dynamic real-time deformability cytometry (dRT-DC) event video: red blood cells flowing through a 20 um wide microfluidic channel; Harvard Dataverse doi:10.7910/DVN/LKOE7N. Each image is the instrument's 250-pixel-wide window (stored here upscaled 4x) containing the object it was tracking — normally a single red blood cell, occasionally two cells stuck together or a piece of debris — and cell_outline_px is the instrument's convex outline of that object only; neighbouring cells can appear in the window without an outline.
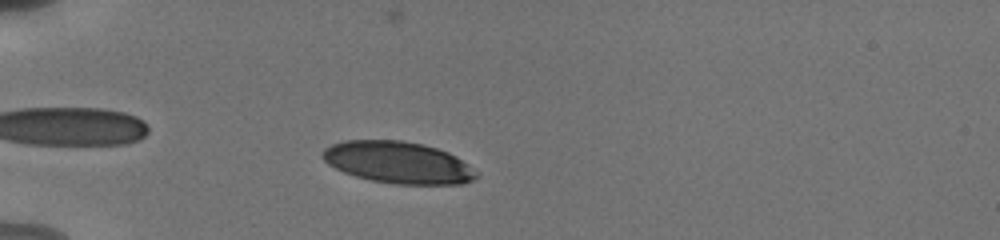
{"species": "human", "species_latin": "Homo sapiens", "temperature_condition": "cold", "stored_images_in_passage": 47, "camera_frame_rate_fps": 3000, "um_per_image_px": 0.085, "donor": {"sex": "male"}, "frame": {"image": 1, "passage_image": 9, "time_ms": 2.667, "image_size_px": [1000, 240], "cell_outline_px": [[480, 176], [472, 180], [460, 184], [396, 184], [372, 180], [356, 176], [344, 172], [328, 164], [320, 156], [324, 148], [332, 144], [344, 140], [400, 140], [424, 144], [448, 152], [456, 156], [480, 172]], "centroid_in_image_um": [33.86, 13.8], "position_along_channel_um": 51.1, "area_um2": 37.63}}
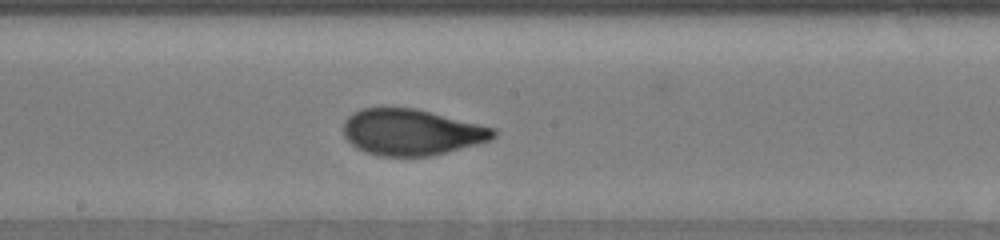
{"frame": {"image": 2, "passage_image": 24, "time_ms": 7.667, "image_size_px": [1000, 240], "cell_outline_px": [[496, 136], [492, 140], [428, 156], [380, 156], [356, 148], [344, 136], [344, 120], [352, 112], [360, 108], [384, 104], [416, 108], [496, 128]], "centroid_in_image_um": [34.93, 11.18], "position_along_channel_um": 213.3, "area_um2": 41.04}}
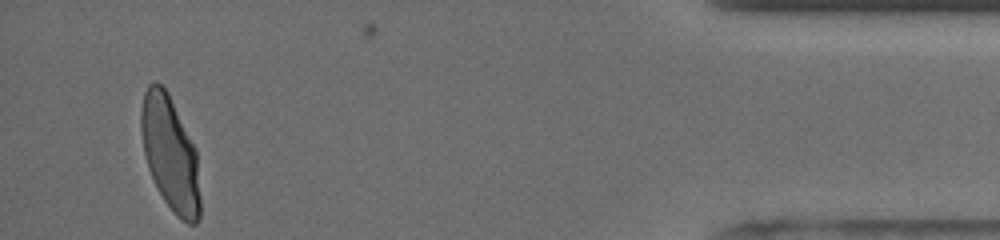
{"frame": {"image": 3, "passage_image": 45, "time_ms": 14.667, "image_size_px": [1000, 240], "cell_outline_px": [[200, 216], [196, 224], [188, 224], [164, 200], [148, 168], [144, 156], [140, 132], [140, 112], [144, 92], [148, 84], [156, 80], [168, 92], [196, 148], [200, 196]], "centroid_in_image_um": [14.45, 13.0], "position_along_channel_um": 420.7, "area_um2": 39.25}, "authors_computed_cell_mechanics": {"area_um2": 39.4774, "velocity_mm_per_s": 3.8031, "shape_relaxation_time_tau1_ms": 3.8786, "shape_relaxation_time_tau2_ms": null, "deformation_change_tau1": 0.1675, "deformation_change_tau2": null}}